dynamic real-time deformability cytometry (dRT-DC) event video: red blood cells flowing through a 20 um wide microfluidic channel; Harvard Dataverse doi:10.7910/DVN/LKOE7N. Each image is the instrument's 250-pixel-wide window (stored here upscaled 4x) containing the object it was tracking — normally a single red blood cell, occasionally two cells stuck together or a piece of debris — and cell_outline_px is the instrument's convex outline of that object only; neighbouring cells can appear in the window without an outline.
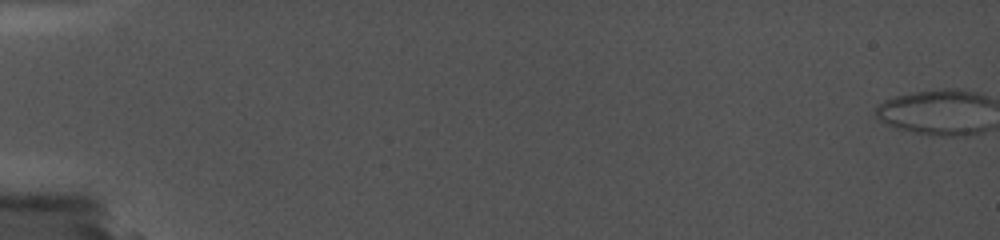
{"species": "common noctule bat (a hibernating species)", "species_latin": "Nyctalus noctula", "temperature_condition": "cold", "stored_images_in_passage": 2, "camera_frame_rate_fps": 5000, "um_per_image_px": 0.085, "animal": {"sex": "female", "body_mass_g": 19.0, "forearm_length_mm": 56.7}, "frame": {"image": 1, "passage_image": 1, "time_ms": 0.0, "image_size_px": [1000, 240], "cell_outline_px": [[980, 140], [880, 140], [888, 120], [892, 120], [980, 128]], "centroid_in_image_um": [78.86, 11.2], "position_along_channel_um": 6.1, "area_um2": 11.33}}